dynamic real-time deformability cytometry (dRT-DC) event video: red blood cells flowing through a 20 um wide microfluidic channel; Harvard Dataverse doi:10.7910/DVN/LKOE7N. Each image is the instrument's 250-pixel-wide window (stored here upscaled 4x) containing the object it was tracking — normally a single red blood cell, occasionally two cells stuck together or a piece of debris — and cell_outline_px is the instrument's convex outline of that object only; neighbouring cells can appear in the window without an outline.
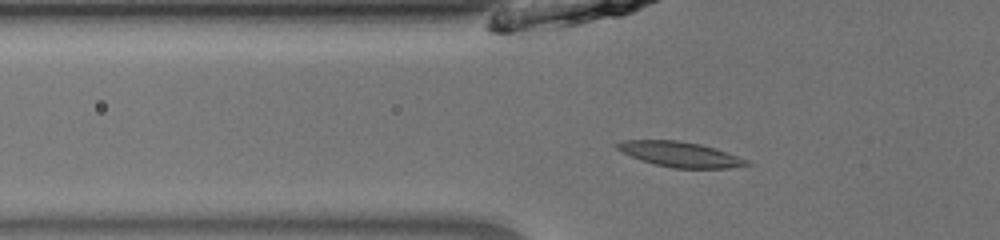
{"species": "common noctule bat (a hibernating species)", "species_latin": "Nyctalus noctula", "temperature_condition": "room temperature", "stored_images_in_passage": 51, "camera_frame_rate_fps": 3000, "um_per_image_px": 0.085, "animal": {"sex": "male", "body_mass_g": 13.0, "forearm_length_mm": 53.1}, "frame": {"image": 1, "passage_image": 20, "time_ms": 6.333, "image_size_px": [1000, 240], "cell_outline_px": [[752, 164], [728, 168], [672, 168], [656, 164], [632, 156], [616, 148], [612, 144], [620, 140], [676, 140], [700, 144], [748, 160]], "centroid_in_image_um": [57.76, 13.11], "position_along_channel_um": 68.0, "area_um2": 18.61}}
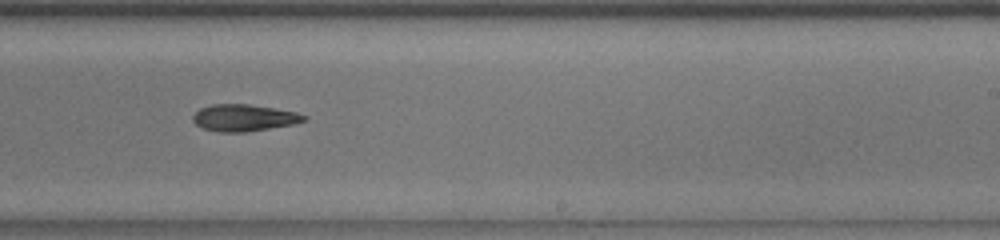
{"frame": {"image": 2, "passage_image": 35, "time_ms": 11.333, "image_size_px": [1000, 240], "cell_outline_px": [[308, 120], [292, 124], [244, 132], [216, 132], [204, 128], [196, 124], [192, 120], [192, 116], [200, 108], [212, 104], [248, 104], [296, 112], [308, 116]], "centroid_in_image_um": [20.72, 10.01], "position_along_channel_um": 268.3, "area_um2": 17.22}}
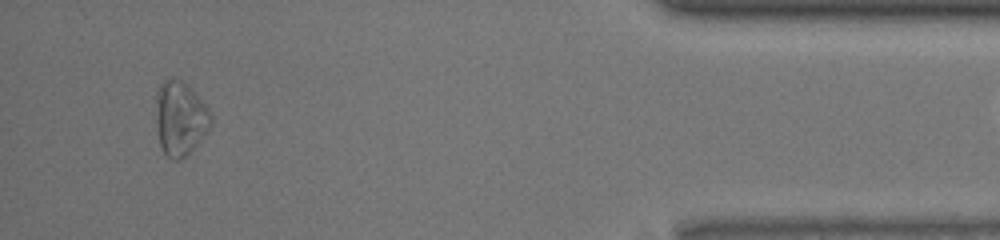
{"frame": {"image": 3, "passage_image": 50, "time_ms": 16.333, "image_size_px": [1000, 240], "cell_outline_px": [[212, 124], [208, 132], [184, 156], [176, 160], [172, 160], [160, 148], [156, 124], [156, 92], [160, 84], [164, 80], [180, 80], [188, 84], [192, 88], [208, 108], [212, 116]], "centroid_in_image_um": [15.31, 10.05], "position_along_channel_um": 419.9, "area_um2": 23.76}}